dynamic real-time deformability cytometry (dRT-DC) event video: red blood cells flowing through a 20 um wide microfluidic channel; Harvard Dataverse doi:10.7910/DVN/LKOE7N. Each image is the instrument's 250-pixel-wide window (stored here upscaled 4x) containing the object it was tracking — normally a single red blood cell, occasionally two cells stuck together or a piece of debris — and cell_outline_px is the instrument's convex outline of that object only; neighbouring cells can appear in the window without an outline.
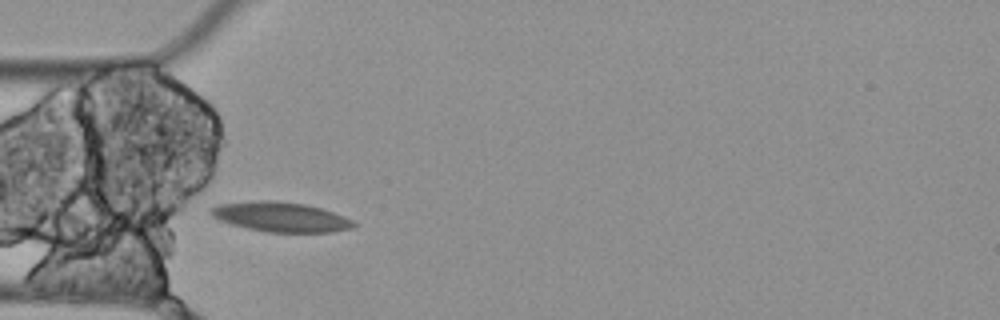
{"species": "Egyptian fruit bat (a non-hibernating species)", "species_latin": "Rousettus aegyptiacus", "temperature_condition": "cold", "stored_images_in_passage": 3, "camera_frame_rate_fps": 3000, "um_per_image_px": 0.085, "animal": {"sex": "female"}, "frame": {"image": 1, "passage_image": 2, "time_ms": 0.333, "image_size_px": [1000, 320], "cell_outline_px": [[356, 224], [352, 228], [332, 232], [268, 232], [248, 228], [232, 224], [220, 220], [212, 216], [208, 212], [208, 208], [216, 204], [260, 200], [268, 200], [304, 204], [320, 208], [344, 216], [352, 220]], "centroid_in_image_um": [23.82, 18.43], "position_along_channel_um": 61.2, "area_um2": 24.62}}
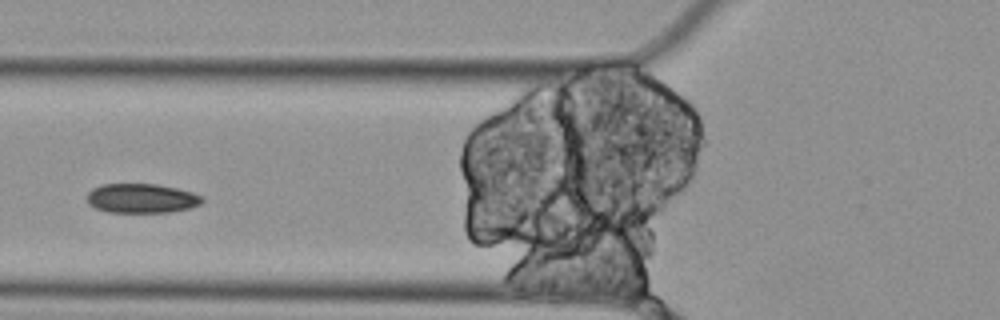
{"frame": {"image": 2, "passage_image": 3, "time_ms": 0.667, "image_size_px": [1000, 320], "cell_outline_px": [[204, 200], [200, 204], [188, 208], [172, 212], [108, 212], [96, 208], [88, 204], [88, 192], [92, 188], [104, 184], [156, 184], [176, 188], [192, 192], [204, 196]], "centroid_in_image_um": [12.05, 16.86], "position_along_channel_um": 113.8, "area_um2": 19.71}}